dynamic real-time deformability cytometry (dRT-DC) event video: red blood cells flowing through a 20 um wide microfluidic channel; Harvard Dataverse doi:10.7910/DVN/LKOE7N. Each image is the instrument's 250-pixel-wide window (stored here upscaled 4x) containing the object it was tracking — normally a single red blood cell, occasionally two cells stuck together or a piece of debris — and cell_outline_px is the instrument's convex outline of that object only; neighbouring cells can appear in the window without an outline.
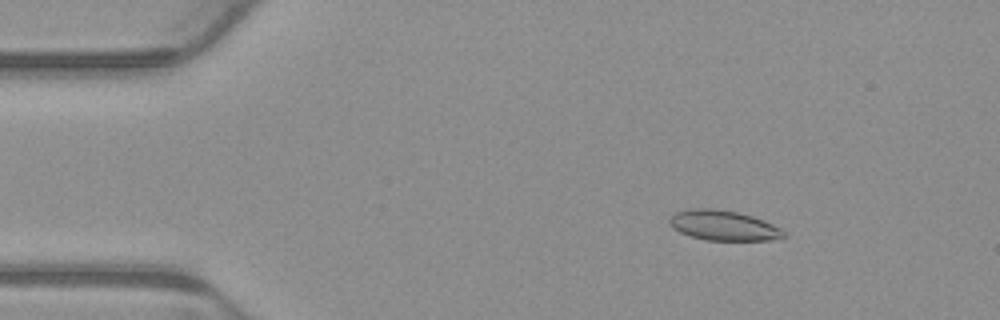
{"species": "common noctule bat (a hibernating species)", "species_latin": "Nyctalus noctula", "temperature_condition": "warm", "stored_images_in_passage": 5, "camera_frame_rate_fps": 3000, "um_per_image_px": 0.085, "animal": {"sex": "male", "body_mass_g": 23.1, "forearm_length_mm": 52.7}, "frame": {"image": 1, "passage_image": 3, "time_ms": 0.667, "image_size_px": [1000, 320], "cell_outline_px": [[788, 236], [768, 240], [704, 240], [688, 236], [672, 228], [668, 224], [668, 220], [676, 212], [692, 208], [712, 208], [736, 212], [752, 216], [764, 220], [780, 228]], "centroid_in_image_um": [61.46, 19.17], "position_along_channel_um": 23.5, "area_um2": 20.06}}